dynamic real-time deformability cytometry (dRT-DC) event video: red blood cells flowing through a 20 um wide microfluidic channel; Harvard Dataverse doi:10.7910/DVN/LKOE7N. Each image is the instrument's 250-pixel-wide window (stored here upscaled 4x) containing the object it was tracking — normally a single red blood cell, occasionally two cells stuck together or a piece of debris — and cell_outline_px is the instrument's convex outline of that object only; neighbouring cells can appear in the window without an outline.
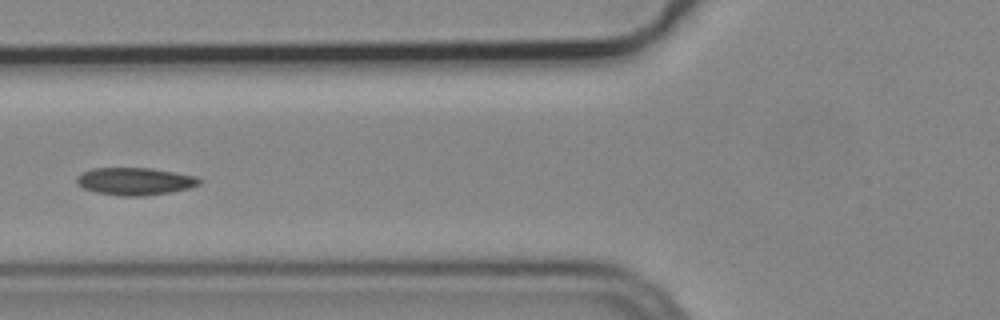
{"species": "common noctule bat (a hibernating species)", "species_latin": "Nyctalus noctula", "temperature_condition": "cold", "stored_images_in_passage": 8, "camera_frame_rate_fps": 3000, "um_per_image_px": 0.085, "animal": {"sex": "male", "body_mass_g": 19.2, "forearm_length_mm": 51.8}, "frame": {"image": 1, "passage_image": 6, "time_ms": 1.667, "image_size_px": [1000, 320], "cell_outline_px": [[200, 184], [192, 188], [144, 196], [124, 196], [96, 192], [84, 188], [76, 180], [76, 176], [92, 168], [152, 168], [196, 176], [200, 180]], "centroid_in_image_um": [11.5, 15.41], "position_along_channel_um": 114.3, "area_um2": 19.48}}
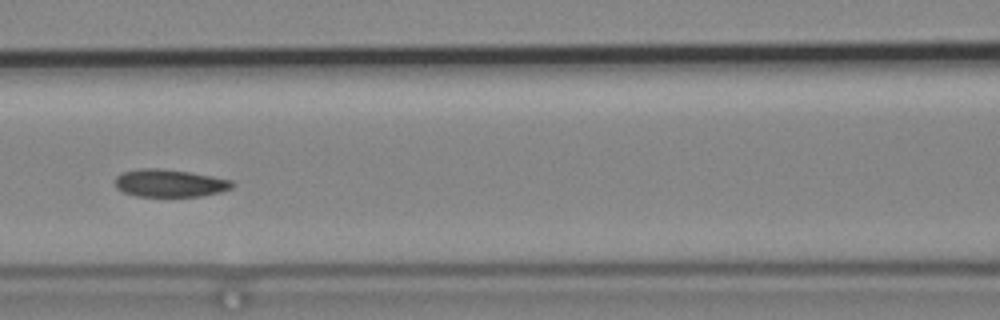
{"frame": {"image": 2, "passage_image": 7, "time_ms": 2.0, "image_size_px": [1000, 320], "cell_outline_px": [[236, 184], [232, 188], [220, 192], [200, 196], [136, 196], [124, 192], [116, 188], [116, 176], [124, 172], [140, 168], [160, 168], [188, 172], [212, 176], [232, 180]], "centroid_in_image_um": [14.44, 15.57], "position_along_channel_um": 152.2, "area_um2": 18.79}}
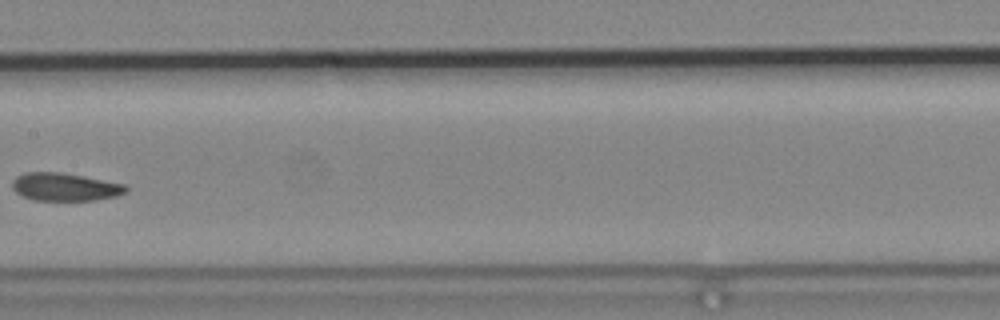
{"frame": {"image": 3, "passage_image": 8, "time_ms": 2.333, "image_size_px": [1000, 320], "cell_outline_px": [[128, 192], [116, 196], [92, 200], [32, 200], [16, 192], [12, 188], [12, 180], [16, 176], [24, 172], [60, 172], [84, 176], [128, 184]], "centroid_in_image_um": [5.54, 15.88], "position_along_channel_um": 201.9, "area_um2": 18.67}}